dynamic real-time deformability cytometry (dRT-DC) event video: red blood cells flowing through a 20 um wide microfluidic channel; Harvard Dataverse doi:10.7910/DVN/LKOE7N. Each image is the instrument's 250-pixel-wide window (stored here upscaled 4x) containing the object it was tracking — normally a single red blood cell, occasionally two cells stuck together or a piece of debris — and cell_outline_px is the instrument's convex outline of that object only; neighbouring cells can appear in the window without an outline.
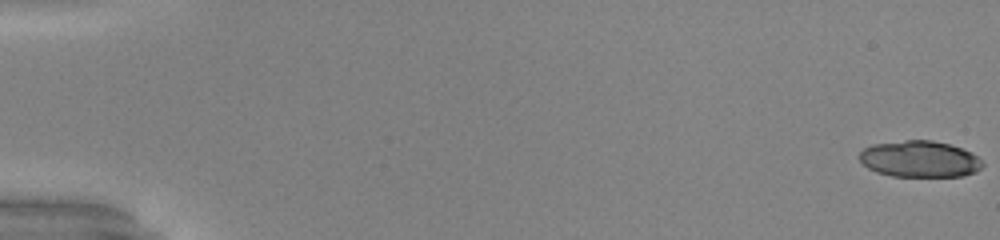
{"species": "common noctule bat (a hibernating species)", "species_latin": "Nyctalus noctula", "temperature_condition": "warm", "stored_images_in_passage": 24, "camera_frame_rate_fps": 3000, "um_per_image_px": 0.085, "animal": {"sex": "male", "body_mass_g": 20.0, "forearm_length_mm": 53.3}, "frame": {"image": 1, "passage_image": 1, "time_ms": 0.0, "image_size_px": [1000, 240], "cell_outline_px": [[984, 164], [976, 172], [964, 176], [892, 176], [876, 172], [868, 168], [860, 160], [860, 152], [864, 148], [872, 144], [904, 140], [932, 140], [948, 144], [972, 152]], "centroid_in_image_um": [78.17, 13.52], "position_along_channel_um": 6.8, "area_um2": 26.07}}
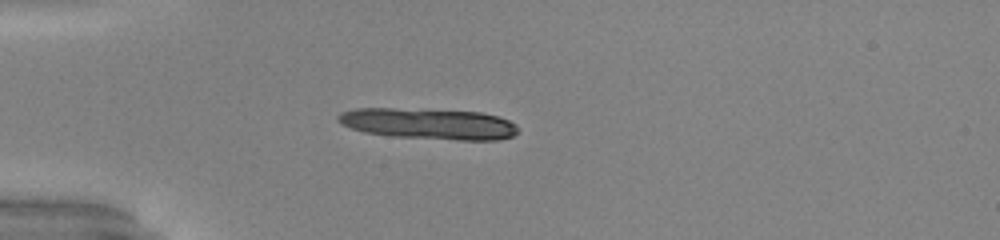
{"frame": {"image": 2, "passage_image": 16, "time_ms": 5.0, "image_size_px": [1000, 240], "cell_outline_px": [[516, 132], [512, 136], [496, 140], [456, 140], [392, 136], [364, 132], [340, 124], [336, 120], [336, 116], [340, 112], [352, 108], [392, 108], [480, 112], [496, 116], [508, 120], [516, 124]], "centroid_in_image_um": [36.36, 10.51], "position_along_channel_um": 48.6, "area_um2": 32.48}}